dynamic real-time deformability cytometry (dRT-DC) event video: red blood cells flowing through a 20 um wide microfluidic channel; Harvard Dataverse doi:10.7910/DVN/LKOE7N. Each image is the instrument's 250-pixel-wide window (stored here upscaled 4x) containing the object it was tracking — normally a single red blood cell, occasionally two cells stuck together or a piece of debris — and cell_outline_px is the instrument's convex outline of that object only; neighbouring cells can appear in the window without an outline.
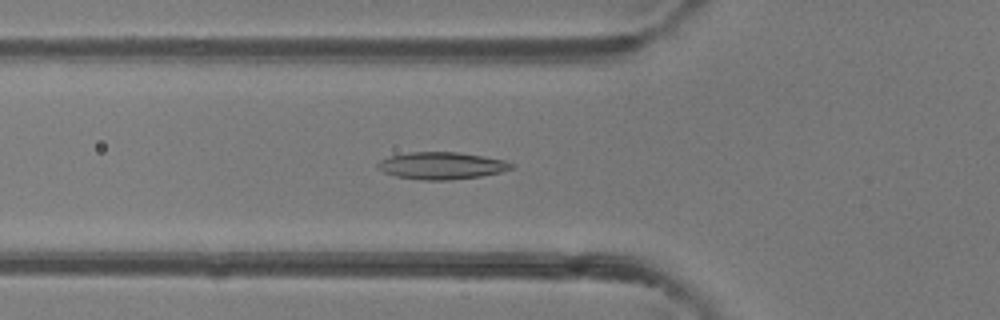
{"species": "common noctule bat (a hibernating species)", "species_latin": "Nyctalus noctula", "temperature_condition": "room temperature", "stored_images_in_passage": 47, "camera_frame_rate_fps": 3000, "um_per_image_px": 0.085, "animal": {"sex": "female"}, "frame": {"image": 1, "passage_image": 16, "time_ms": 5.0, "image_size_px": [1000, 320], "cell_outline_px": [[516, 168], [500, 172], [480, 176], [448, 180], [420, 180], [396, 176], [384, 172], [376, 168], [376, 164], [380, 160], [388, 156], [408, 152], [456, 152], [484, 156], [504, 160], [516, 164]], "centroid_in_image_um": [37.54, 14.08], "position_along_channel_um": 88.3, "area_um2": 21.33}}
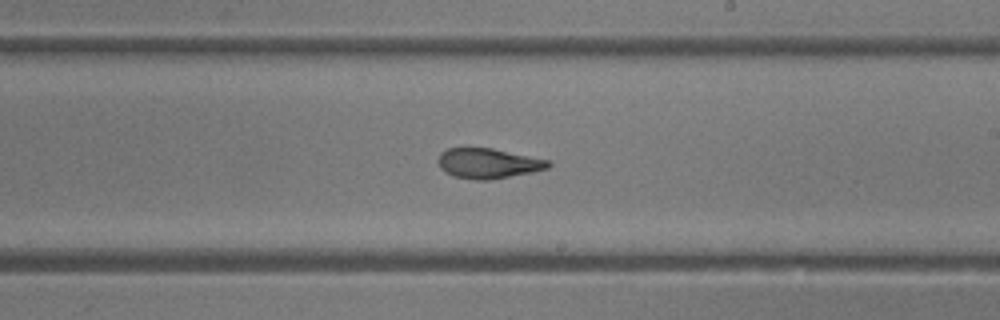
{"frame": {"image": 2, "passage_image": 27, "time_ms": 8.667, "image_size_px": [1000, 320], "cell_outline_px": [[552, 164], [548, 168], [532, 172], [488, 180], [476, 180], [452, 176], [440, 168], [436, 160], [440, 152], [448, 148], [464, 144], [492, 148], [552, 160]], "centroid_in_image_um": [41.44, 13.83], "position_along_channel_um": 247.6, "area_um2": 20.17}}
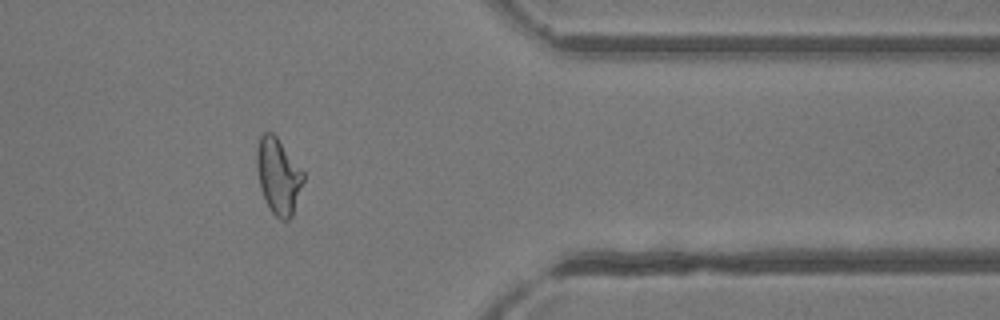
{"frame": {"image": 3, "passage_image": 38, "time_ms": 12.333, "image_size_px": [1000, 320], "cell_outline_px": [[304, 180], [292, 216], [288, 220], [280, 220], [272, 212], [260, 188], [256, 168], [256, 148], [260, 136], [264, 132], [272, 132], [276, 136], [304, 172]], "centroid_in_image_um": [23.65, 14.95], "position_along_channel_um": 387.8, "area_um2": 20.52}, "authors_computed_cell_mechanics": {"area_um2": 20.808, "velocity_mm_per_s": 4.3263, "shape_relaxation_time_tau1_ms": null, "shape_relaxation_time_tau2_ms": 1.8104, "deformation_change_tau1": null, "deformation_change_tau2": 0.0992}}